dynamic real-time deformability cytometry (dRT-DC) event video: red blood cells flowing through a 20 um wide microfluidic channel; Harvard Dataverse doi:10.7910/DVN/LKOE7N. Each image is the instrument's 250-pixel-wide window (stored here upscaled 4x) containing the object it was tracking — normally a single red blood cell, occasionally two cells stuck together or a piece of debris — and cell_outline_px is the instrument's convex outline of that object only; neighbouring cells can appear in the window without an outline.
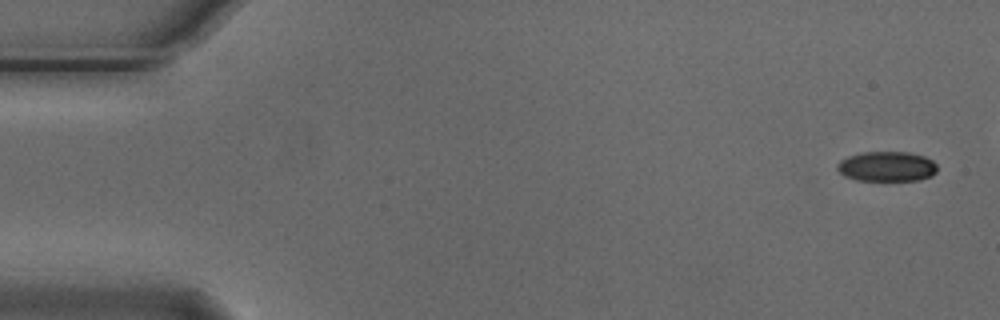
{"species": "Egyptian fruit bat (a non-hibernating species)", "species_latin": "Rousettus aegyptiacus", "temperature_condition": "cold", "stored_images_in_passage": 6, "camera_frame_rate_fps": 3000, "um_per_image_px": 0.085, "animal": {"sex": "male"}, "frame": {"image": 1, "passage_image": 1, "time_ms": 0.0, "image_size_px": [1000, 320], "cell_outline_px": [[936, 172], [932, 176], [920, 180], [856, 180], [844, 176], [836, 168], [836, 164], [840, 160], [848, 156], [860, 152], [908, 152], [924, 156], [932, 160], [936, 164]], "centroid_in_image_um": [75.36, 14.14], "position_along_channel_um": 9.6, "area_um2": 17.57}}
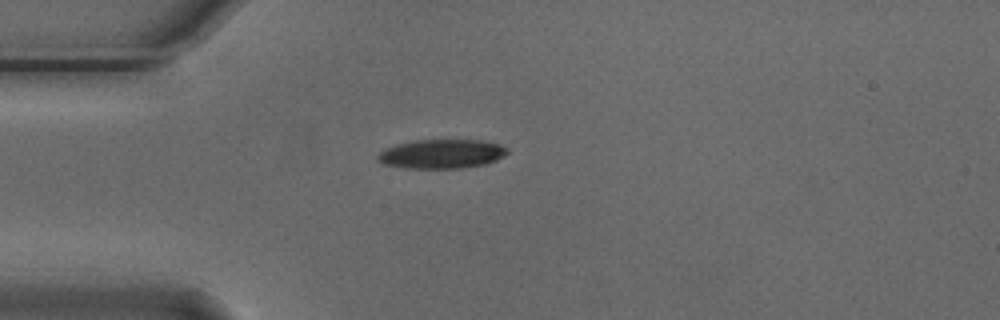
{"frame": {"image": 2, "passage_image": 6, "time_ms": 1.667, "image_size_px": [1000, 320], "cell_outline_px": [[508, 152], [504, 156], [496, 160], [484, 164], [460, 168], [404, 168], [384, 164], [376, 160], [376, 156], [384, 148], [396, 144], [412, 140], [480, 140], [500, 144], [508, 148]], "centroid_in_image_um": [37.51, 13.07], "position_along_channel_um": 47.5, "area_um2": 22.14}}